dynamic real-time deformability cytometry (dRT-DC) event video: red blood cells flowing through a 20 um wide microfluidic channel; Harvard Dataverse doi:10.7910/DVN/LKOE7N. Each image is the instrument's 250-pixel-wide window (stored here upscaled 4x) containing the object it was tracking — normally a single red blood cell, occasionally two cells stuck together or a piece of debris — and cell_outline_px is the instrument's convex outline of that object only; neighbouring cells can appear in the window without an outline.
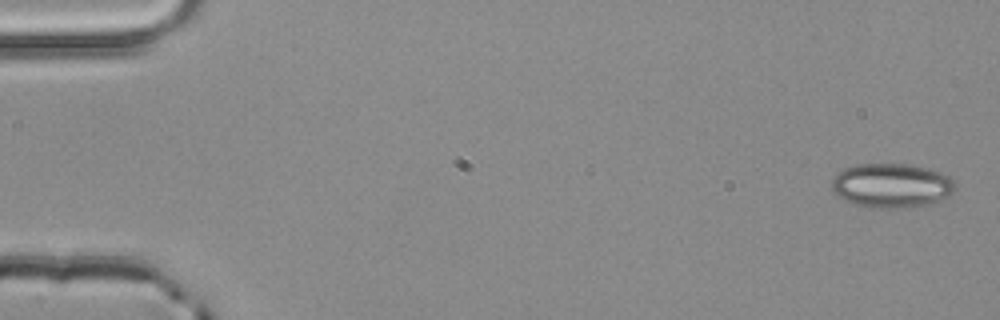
{"species": "common noctule bat (a hibernating species)", "species_latin": "Nyctalus noctula", "temperature_condition": "room temperature", "stored_images_in_passage": 4, "camera_frame_rate_fps": 3000, "um_per_image_px": 0.085, "animal": {"sex": "male", "body_mass_g": 20.4}, "frame": {"image": 1, "passage_image": 1, "time_ms": 0.0, "image_size_px": [1000, 320], "cell_outline_px": [[956, 188], [948, 196], [940, 200], [928, 204], [900, 208], [868, 208], [852, 204], [836, 196], [832, 188], [832, 180], [836, 172], [844, 168], [856, 164], [908, 164], [940, 172], [948, 176], [956, 184]], "centroid_in_image_um": [75.73, 15.78], "position_along_channel_um": 9.3, "area_um2": 32.08}}